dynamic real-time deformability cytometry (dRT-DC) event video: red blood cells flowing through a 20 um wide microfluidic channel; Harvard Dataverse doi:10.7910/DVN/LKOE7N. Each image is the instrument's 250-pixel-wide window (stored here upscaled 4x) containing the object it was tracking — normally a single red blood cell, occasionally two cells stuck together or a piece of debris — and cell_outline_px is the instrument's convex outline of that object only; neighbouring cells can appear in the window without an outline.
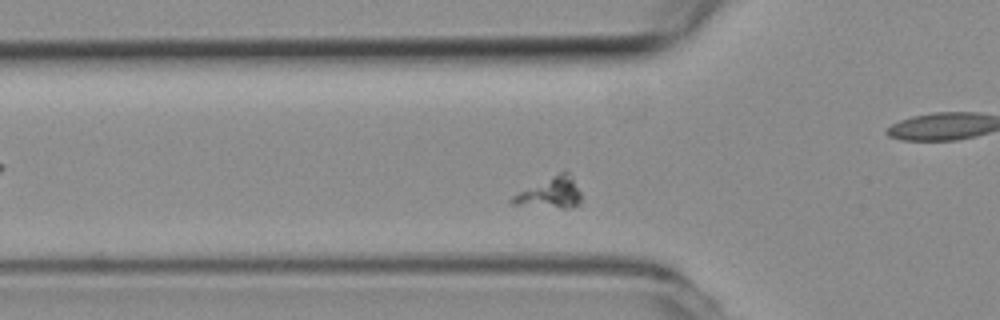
{"species": "common noctule bat (a hibernating species)", "species_latin": "Nyctalus noctula", "temperature_condition": "room temperature", "stored_images_in_passage": 46, "camera_frame_rate_fps": 3000, "um_per_image_px": 0.085, "animal": {"sex": "female", "body_mass_g": 19.3, "forearm_length_mm": 54.1}, "frame": {"image": 1, "passage_image": 7, "time_ms": 2.0, "image_size_px": [1000, 320], "cell_outline_px": [[580, 204], [576, 208], [560, 208], [512, 204], [508, 200], [512, 196], [560, 172], [568, 172], [580, 192]], "centroid_in_image_um": [46.8, 16.43], "position_along_channel_um": 79.0, "area_um2": 12.02}}
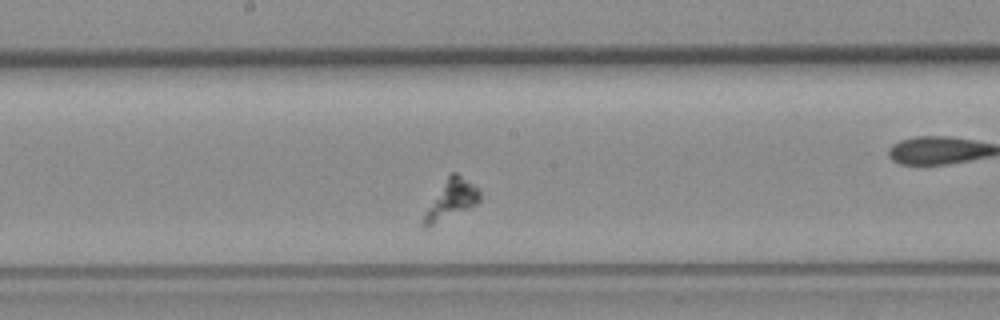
{"frame": {"image": 2, "passage_image": 18, "time_ms": 5.667, "image_size_px": [1000, 320], "cell_outline_px": [[480, 200], [476, 204], [428, 228], [424, 228], [420, 224], [428, 208], [448, 176], [452, 172], [456, 172], [472, 184], [480, 192]], "centroid_in_image_um": [38.34, 17.01], "position_along_channel_um": 209.9, "area_um2": 12.2}}
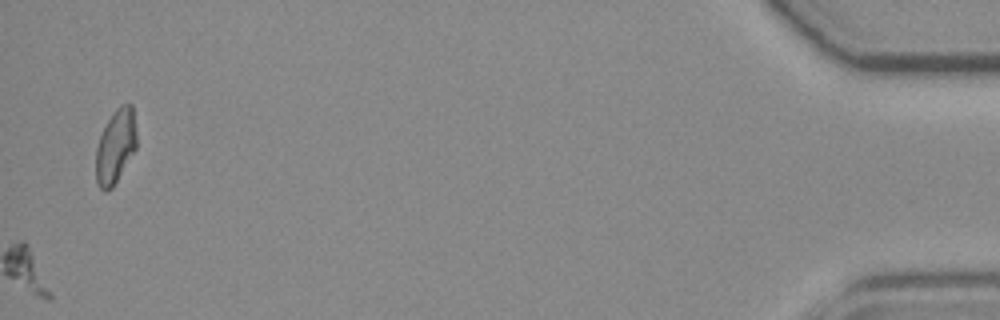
{"frame": {"image": 3, "passage_image": 46, "time_ms": 15.0, "image_size_px": [1000, 320], "cell_outline_px": [[136, 148], [112, 188], [108, 192], [104, 192], [100, 188], [96, 180], [96, 148], [100, 136], [108, 120], [116, 108], [120, 104], [132, 104], [136, 132]], "centroid_in_image_um": [9.81, 12.45], "position_along_channel_um": 425.4, "area_um2": 17.4}}